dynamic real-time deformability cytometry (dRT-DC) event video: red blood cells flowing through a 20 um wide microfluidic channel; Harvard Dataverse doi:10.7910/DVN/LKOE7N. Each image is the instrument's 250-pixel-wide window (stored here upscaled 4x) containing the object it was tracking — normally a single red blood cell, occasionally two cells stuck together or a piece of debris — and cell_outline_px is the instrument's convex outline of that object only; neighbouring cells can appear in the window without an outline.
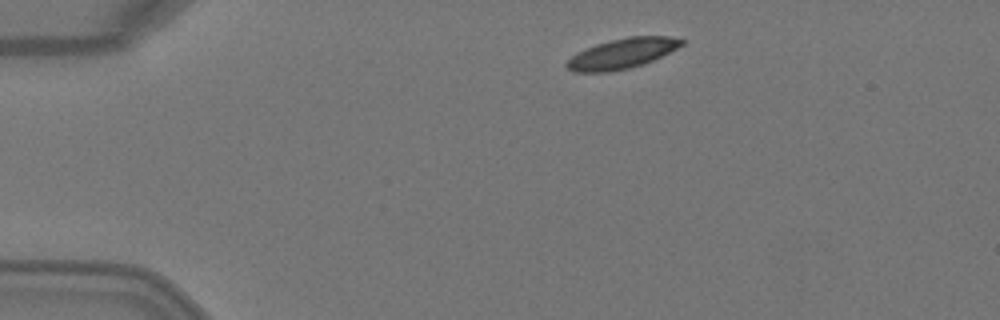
{"species": "Egyptian fruit bat (a non-hibernating species)", "species_latin": "Rousettus aegyptiacus", "temperature_condition": "warm", "stored_images_in_passage": 4, "camera_frame_rate_fps": 3000, "um_per_image_px": 0.085, "animal": {"sex": "female"}, "frame": {"image": 1, "passage_image": 1, "time_ms": 0.0, "image_size_px": [1000, 320], "cell_outline_px": [[684, 44], [644, 64], [628, 68], [608, 72], [572, 72], [564, 64], [576, 52], [596, 44], [628, 36], [668, 36], [684, 40]], "centroid_in_image_um": [52.84, 4.55], "position_along_channel_um": 32.2, "area_um2": 20.0}}
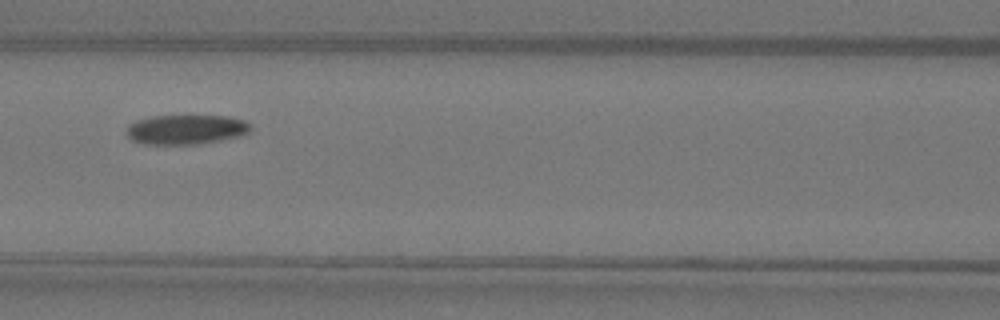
{"frame": {"image": 2, "passage_image": 4, "time_ms": 1.0, "image_size_px": [1000, 320], "cell_outline_px": [[252, 128], [248, 132], [240, 136], [200, 144], [144, 144], [132, 140], [124, 132], [128, 124], [136, 120], [152, 116], [228, 116], [244, 120], [252, 124]], "centroid_in_image_um": [15.8, 11.0], "position_along_channel_um": 150.8, "area_um2": 21.62}}